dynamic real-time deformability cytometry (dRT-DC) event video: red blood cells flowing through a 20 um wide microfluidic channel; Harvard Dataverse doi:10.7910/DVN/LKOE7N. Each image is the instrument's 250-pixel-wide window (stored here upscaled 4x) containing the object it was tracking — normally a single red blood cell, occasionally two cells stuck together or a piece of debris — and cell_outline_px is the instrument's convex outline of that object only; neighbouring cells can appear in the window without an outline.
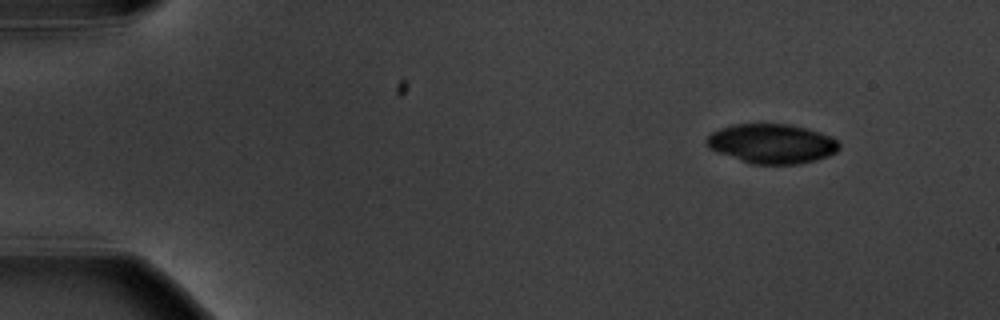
{"species": "common noctule bat (a hibernating species)", "species_latin": "Nyctalus noctula", "temperature_condition": "warm", "stored_images_in_passage": 4, "camera_frame_rate_fps": 3000, "um_per_image_px": 0.085, "animal": {"sex": "male", "body_mass_g": 20.1, "forearm_length_mm": 53.5}, "frame": {"image": 1, "passage_image": 1, "time_ms": 0.0, "image_size_px": [1000, 320], "cell_outline_px": [[840, 148], [836, 152], [828, 156], [816, 160], [800, 164], [752, 164], [716, 152], [708, 148], [704, 144], [704, 140], [712, 132], [720, 128], [732, 124], [792, 124], [808, 128], [832, 136], [840, 144]], "centroid_in_image_um": [65.6, 12.21], "position_along_channel_um": 19.4, "area_um2": 30.92}}